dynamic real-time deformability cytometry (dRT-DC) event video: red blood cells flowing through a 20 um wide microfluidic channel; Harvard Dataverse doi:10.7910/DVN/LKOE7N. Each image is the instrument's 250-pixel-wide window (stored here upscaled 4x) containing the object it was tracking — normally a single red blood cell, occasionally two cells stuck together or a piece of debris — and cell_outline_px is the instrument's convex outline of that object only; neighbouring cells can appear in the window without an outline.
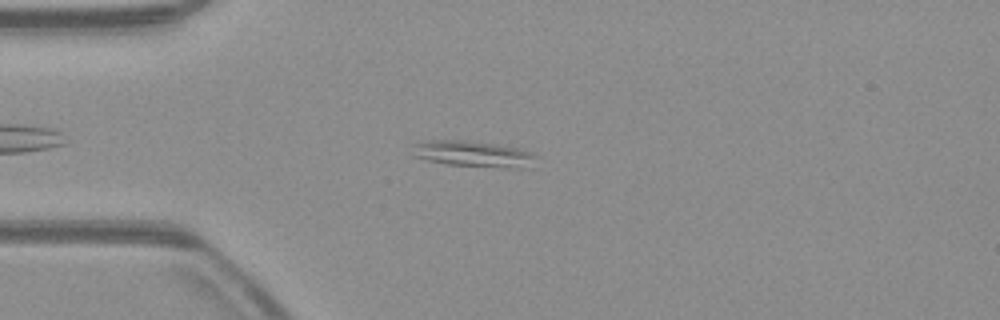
{"species": "common noctule bat (a hibernating species)", "species_latin": "Nyctalus noctula", "temperature_condition": "warm", "stored_images_in_passage": 46, "camera_frame_rate_fps": 3000, "um_per_image_px": 0.085, "animal": {"sex": "male", "body_mass_g": 23.1, "forearm_length_mm": 52.7}, "frame": {"image": 1, "passage_image": 7, "time_ms": 2.0, "image_size_px": [1000, 320], "cell_outline_px": [[536, 156], [532, 168], [504, 168], [448, 164], [428, 160], [412, 156], [416, 144], [420, 140], [464, 140], [500, 144], [532, 152]], "centroid_in_image_um": [40.28, 13.08], "position_along_channel_um": 44.7, "area_um2": 18.96}}
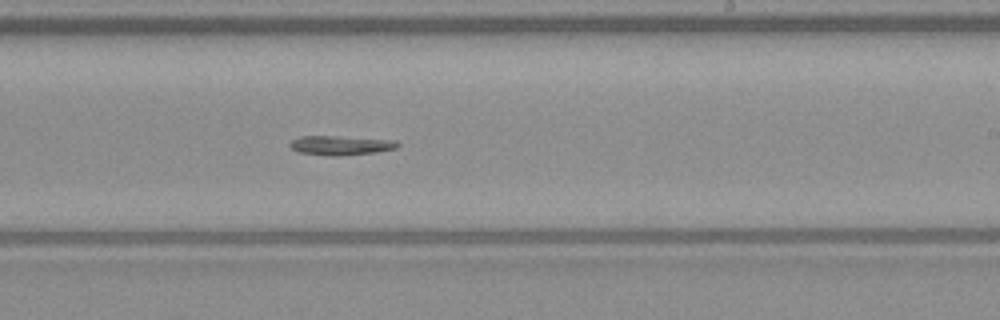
{"frame": {"image": 2, "passage_image": 25, "time_ms": 8.0, "image_size_px": [1000, 320], "cell_outline_px": [[400, 144], [396, 148], [376, 152], [336, 156], [296, 152], [288, 144], [292, 140], [300, 136], [332, 136], [396, 140]], "centroid_in_image_um": [28.94, 12.35], "position_along_channel_um": 260.1, "area_um2": 12.02}}
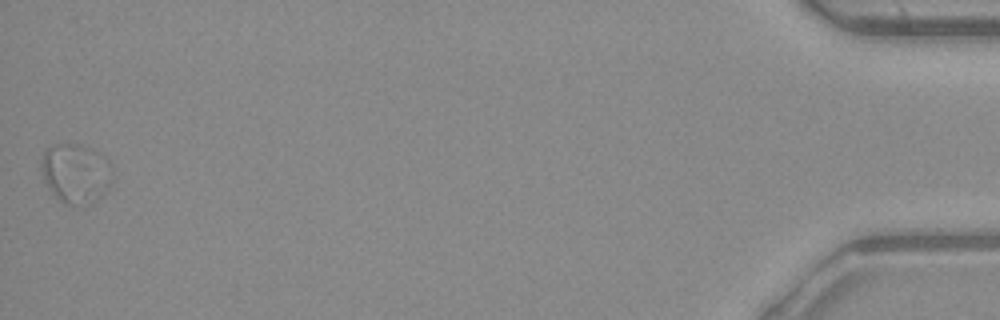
{"frame": {"image": 3, "passage_image": 46, "time_ms": 15.0, "image_size_px": [1000, 320], "cell_outline_px": [[112, 164], [108, 184], [104, 192], [92, 204], [64, 204], [48, 188], [44, 180], [40, 164], [40, 160], [44, 148], [56, 144], [80, 144], [92, 148], [104, 156]], "centroid_in_image_um": [6.39, 14.69], "position_along_channel_um": 428.8, "area_um2": 24.68}}